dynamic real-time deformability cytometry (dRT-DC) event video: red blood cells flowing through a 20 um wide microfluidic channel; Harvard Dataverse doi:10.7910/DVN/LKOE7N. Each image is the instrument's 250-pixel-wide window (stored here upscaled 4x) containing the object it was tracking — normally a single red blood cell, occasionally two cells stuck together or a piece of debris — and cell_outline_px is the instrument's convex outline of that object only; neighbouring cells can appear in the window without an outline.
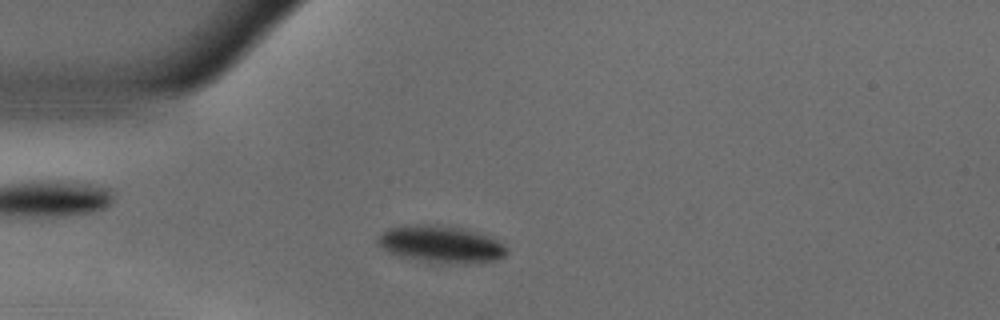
{"species": "common noctule bat (a hibernating species)", "species_latin": "Nyctalus noctula", "temperature_condition": "warm", "stored_images_in_passage": 51, "camera_frame_rate_fps": 3000, "um_per_image_px": 0.085, "animal": {"sex": "male", "body_mass_g": 18.8}, "frame": {"image": 1, "passage_image": 10, "time_ms": 3.0, "image_size_px": [1000, 320], "cell_outline_px": [[508, 252], [504, 256], [496, 260], [468, 264], [396, 256], [388, 252], [376, 244], [376, 240], [388, 228], [404, 224], [440, 224], [460, 228], [476, 232], [488, 236], [504, 244], [508, 248]], "centroid_in_image_um": [37.47, 20.73], "position_along_channel_um": 47.5, "area_um2": 27.63}}
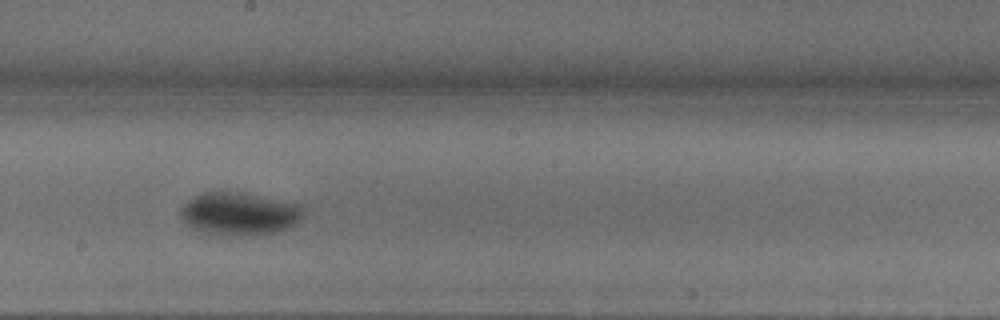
{"frame": {"image": 2, "passage_image": 26, "time_ms": 8.333, "image_size_px": [1000, 320], "cell_outline_px": [[304, 216], [292, 228], [276, 232], [248, 236], [216, 236], [200, 232], [192, 228], [180, 216], [180, 212], [184, 204], [188, 200], [204, 192], [244, 192], [296, 204], [304, 208]], "centroid_in_image_um": [20.36, 18.2], "position_along_channel_um": 227.8, "area_um2": 31.04}}
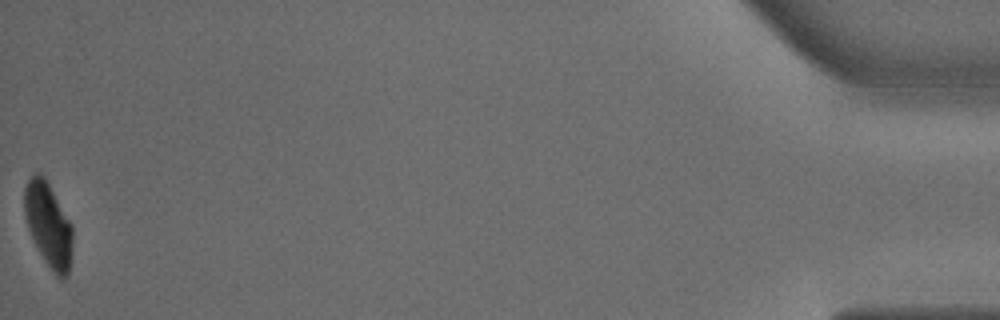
{"frame": {"image": 3, "passage_image": 51, "time_ms": 16.667, "image_size_px": [1000, 320], "cell_outline_px": [[72, 256], [68, 276], [64, 280], [60, 280], [52, 272], [44, 260], [28, 228], [24, 212], [24, 188], [28, 180], [36, 172], [40, 172], [44, 176], [72, 224]], "centroid_in_image_um": [4.13, 19.14], "position_along_channel_um": 431.1, "area_um2": 23.76}, "authors_computed_cell_mechanics": {"area_um2": 28.6688, "velocity_mm_per_s": 3.6235, "shape_relaxation_time_tau1_ms": 6.6703, "shape_relaxation_time_tau2_ms": 1.4981, "deformation_change_tau1": 0.1799, "deformation_change_tau2": 0.0202}}